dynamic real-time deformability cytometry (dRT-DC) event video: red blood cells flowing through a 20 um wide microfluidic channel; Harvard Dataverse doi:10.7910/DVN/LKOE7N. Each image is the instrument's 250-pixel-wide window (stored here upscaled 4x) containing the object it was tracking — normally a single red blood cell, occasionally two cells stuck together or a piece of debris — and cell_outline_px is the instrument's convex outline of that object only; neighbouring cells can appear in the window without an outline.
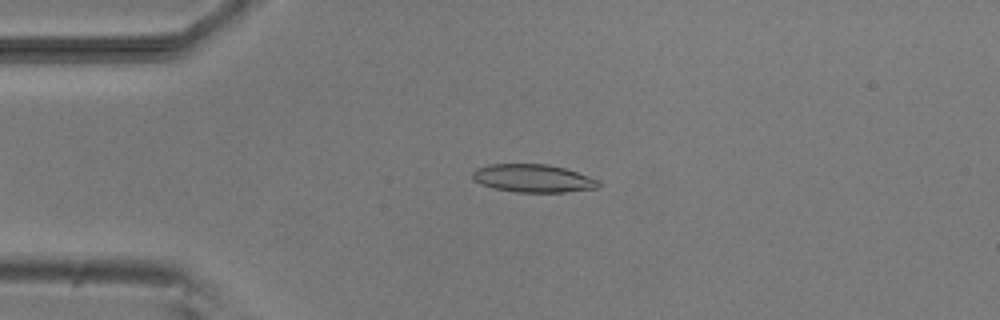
{"species": "common noctule bat (a hibernating species)", "species_latin": "Nyctalus noctula", "temperature_condition": "room temperature", "stored_images_in_passage": 52, "camera_frame_rate_fps": 3000, "um_per_image_px": 0.085, "animal": {"sex": "male", "body_mass_g": 20.5, "forearm_length_mm": 52.5}, "frame": {"image": 1, "passage_image": 12, "time_ms": 3.667, "image_size_px": [1000, 320], "cell_outline_px": [[600, 184], [596, 188], [564, 192], [516, 192], [492, 188], [480, 184], [472, 180], [472, 172], [476, 168], [488, 164], [548, 164], [564, 168], [600, 180]], "centroid_in_image_um": [45.26, 15.15], "position_along_channel_um": 39.7, "area_um2": 20.63}}
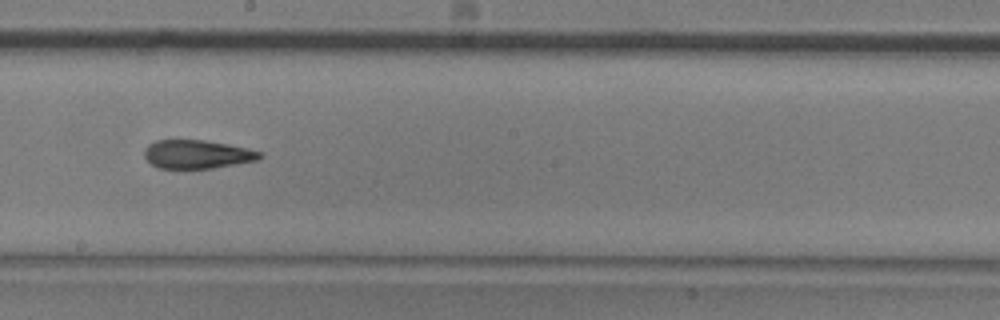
{"frame": {"image": 2, "passage_image": 29, "time_ms": 9.333, "image_size_px": [1000, 320], "cell_outline_px": [[264, 156], [256, 160], [212, 168], [160, 168], [152, 164], [144, 156], [144, 148], [148, 144], [156, 140], [204, 140], [228, 144], [248, 148], [264, 152]], "centroid_in_image_um": [16.77, 13.1], "position_along_channel_um": 231.4, "area_um2": 19.19}}
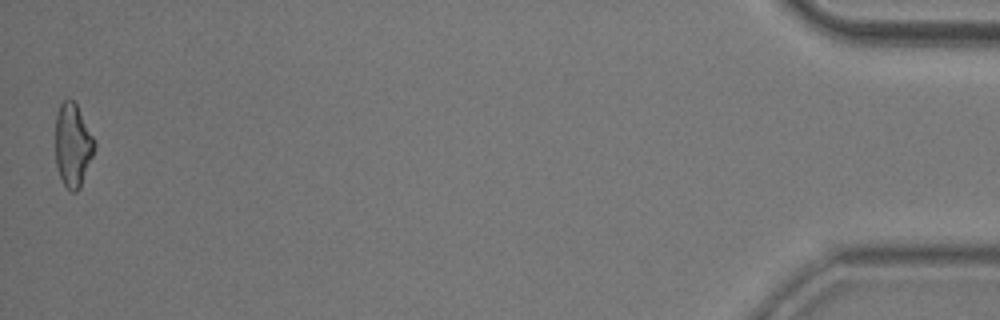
{"frame": {"image": 3, "passage_image": 52, "time_ms": 17.0, "image_size_px": [1000, 320], "cell_outline_px": [[96, 148], [80, 188], [76, 192], [72, 192], [64, 184], [60, 176], [56, 164], [56, 116], [60, 104], [64, 100], [72, 100], [76, 104], [96, 140]], "centroid_in_image_um": [6.21, 12.34], "position_along_channel_um": 429.0, "area_um2": 18.96}, "authors_computed_cell_mechanics": {"area_um2": 19.941, "velocity_mm_per_s": 3.8292, "shape_relaxation_time_tau1_ms": 7.5425, "shape_relaxation_time_tau2_ms": 3.0797, "deformation_change_tau1": 0.2114, "deformation_change_tau2": 0.135}}